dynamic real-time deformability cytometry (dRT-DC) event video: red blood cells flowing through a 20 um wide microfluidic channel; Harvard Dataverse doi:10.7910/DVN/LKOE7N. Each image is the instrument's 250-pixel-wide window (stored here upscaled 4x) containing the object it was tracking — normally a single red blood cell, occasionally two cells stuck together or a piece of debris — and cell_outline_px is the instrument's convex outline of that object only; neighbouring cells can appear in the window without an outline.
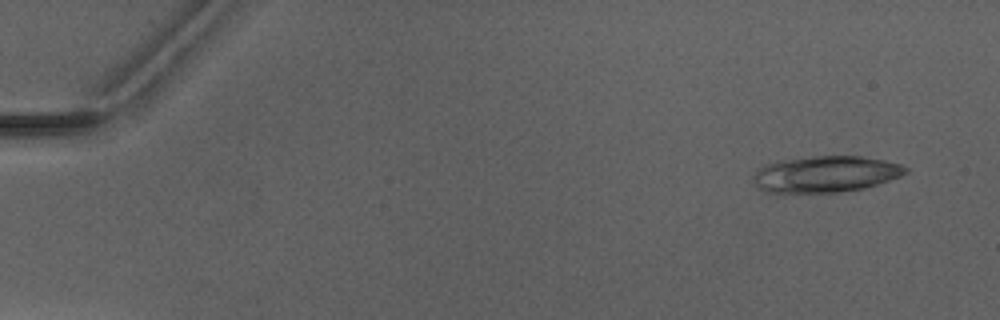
{"species": "Egyptian fruit bat (a non-hibernating species)", "species_latin": "Rousettus aegyptiacus", "temperature_condition": "warm", "stored_images_in_passage": 2, "camera_frame_rate_fps": 3000, "um_per_image_px": 0.085, "animal": {"sex": "male"}, "frame": {"image": 1, "passage_image": 1, "time_ms": 0.0, "image_size_px": [1000, 320], "cell_outline_px": [[908, 172], [900, 176], [864, 188], [840, 192], [764, 192], [752, 180], [752, 176], [764, 164], [816, 156], [860, 156], [884, 160], [900, 164], [908, 168]], "centroid_in_image_um": [70.19, 14.8], "position_along_channel_um": 14.8, "area_um2": 31.73}}
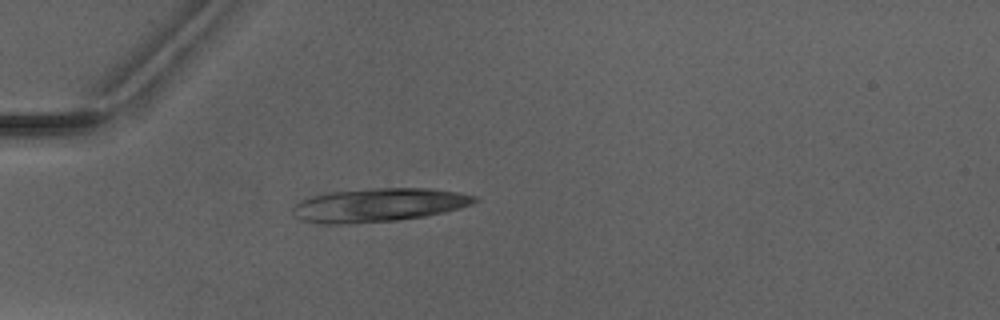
{"frame": {"image": 2, "passage_image": 2, "time_ms": 4.0, "image_size_px": [1000, 320], "cell_outline_px": [[480, 200], [472, 204], [460, 208], [444, 212], [424, 216], [396, 220], [348, 224], [320, 224], [300, 220], [292, 212], [292, 208], [300, 200], [324, 192], [372, 188], [432, 188], [456, 192], [476, 196]], "centroid_in_image_um": [32.15, 17.42], "position_along_channel_um": 52.8, "area_um2": 35.84}}